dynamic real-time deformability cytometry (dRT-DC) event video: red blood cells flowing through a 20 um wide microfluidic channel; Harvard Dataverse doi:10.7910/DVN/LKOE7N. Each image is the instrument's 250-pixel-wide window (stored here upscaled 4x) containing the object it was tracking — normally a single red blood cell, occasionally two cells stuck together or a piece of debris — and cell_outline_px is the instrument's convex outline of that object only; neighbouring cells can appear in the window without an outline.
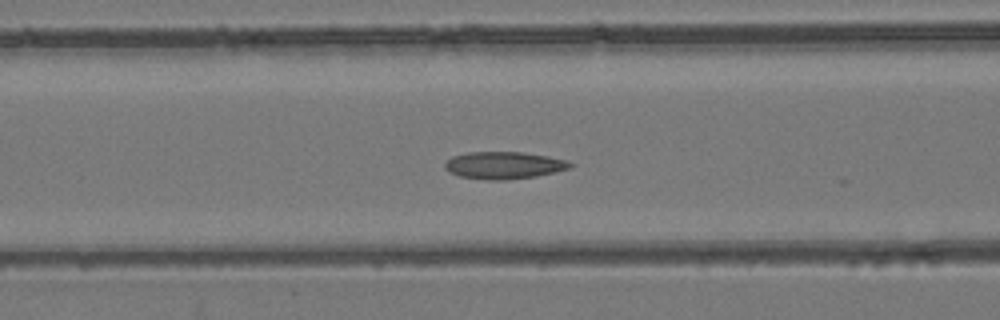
{"species": "common noctule bat (a hibernating species)", "species_latin": "Nyctalus noctula", "temperature_condition": "room temperature", "stored_images_in_passage": 29, "camera_frame_rate_fps": 3000, "um_per_image_px": 0.085, "animal": {"sex": "female", "body_mass_g": 24.6, "forearm_length_mm": 56.2}, "frame": {"image": 1, "passage_image": 21, "time_ms": 6.667, "image_size_px": [1000, 320], "cell_outline_px": [[576, 164], [568, 168], [556, 172], [536, 176], [504, 180], [484, 180], [460, 176], [444, 168], [444, 164], [452, 156], [468, 152], [520, 152], [548, 156], [568, 160]], "centroid_in_image_um": [42.86, 14.05], "position_along_channel_um": 123.7, "area_um2": 19.88}}
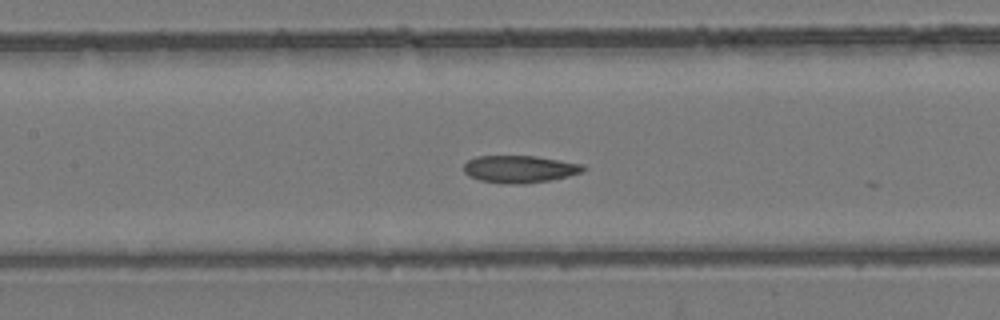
{"frame": {"image": 2, "passage_image": 24, "time_ms": 7.667, "image_size_px": [1000, 320], "cell_outline_px": [[588, 168], [580, 172], [568, 176], [552, 180], [524, 184], [504, 184], [480, 180], [468, 176], [464, 172], [464, 164], [468, 160], [476, 156], [536, 156], [584, 164]], "centroid_in_image_um": [44.17, 14.37], "position_along_channel_um": 163.2, "area_um2": 19.19}}
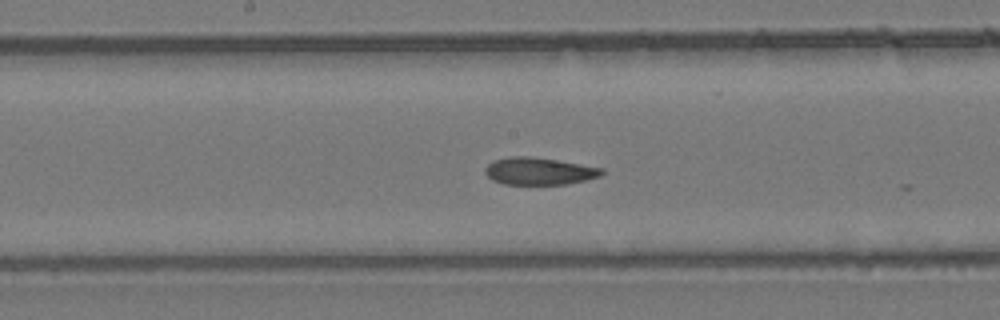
{"frame": {"image": 3, "passage_image": 27, "time_ms": 8.667, "image_size_px": [1000, 320], "cell_outline_px": [[604, 172], [600, 176], [568, 184], [504, 184], [492, 180], [484, 172], [484, 168], [492, 160], [508, 156], [528, 156], [556, 160], [604, 168]], "centroid_in_image_um": [45.79, 14.54], "position_along_channel_um": 202.4, "area_um2": 18.55}}